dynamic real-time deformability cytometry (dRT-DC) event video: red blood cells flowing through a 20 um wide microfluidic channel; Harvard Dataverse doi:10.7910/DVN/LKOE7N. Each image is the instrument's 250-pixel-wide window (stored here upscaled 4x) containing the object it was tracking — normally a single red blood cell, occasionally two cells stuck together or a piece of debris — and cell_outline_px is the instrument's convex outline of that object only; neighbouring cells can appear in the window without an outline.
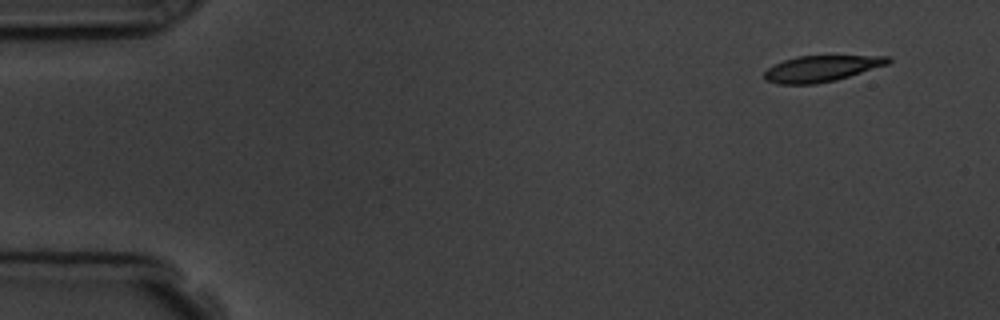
{"species": "common noctule bat (a hibernating species)", "species_latin": "Nyctalus noctula", "temperature_condition": "room temperature", "stored_images_in_passage": 6, "camera_frame_rate_fps": 3000, "um_per_image_px": 0.085, "animal": {"sex": "male", "body_mass_g": 19.5, "forearm_length_mm": 54.6}, "frame": {"image": 1, "passage_image": 1, "time_ms": 0.0, "image_size_px": [1000, 320], "cell_outline_px": [[892, 60], [888, 64], [836, 80], [816, 84], [776, 84], [764, 80], [764, 72], [772, 64], [796, 56], [892, 56]], "centroid_in_image_um": [69.78, 5.83], "position_along_channel_um": 15.2, "area_um2": 18.9}}
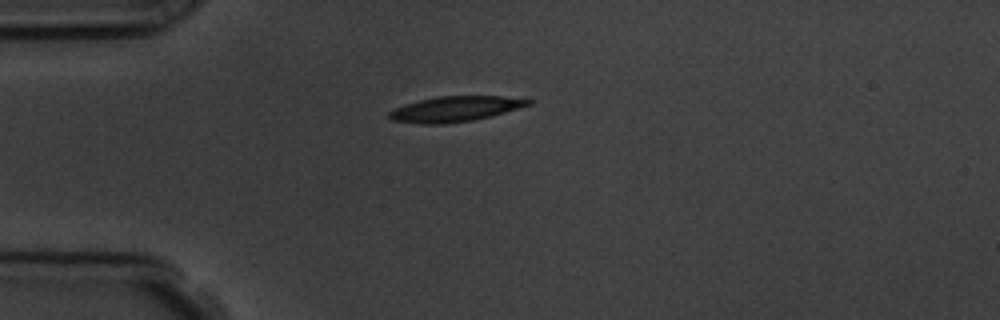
{"frame": {"image": 2, "passage_image": 4, "time_ms": 3.333, "image_size_px": [1000, 320], "cell_outline_px": [[532, 104], [504, 112], [472, 120], [440, 124], [420, 124], [392, 120], [388, 116], [388, 112], [404, 104], [436, 96], [504, 96], [532, 100]], "centroid_in_image_um": [38.65, 9.25], "position_along_channel_um": 46.3, "area_um2": 20.29}}
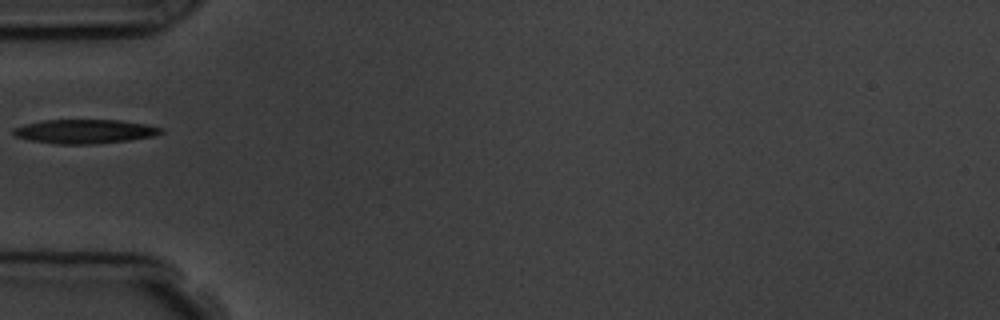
{"frame": {"image": 3, "passage_image": 5, "time_ms": 4.667, "image_size_px": [1000, 320], "cell_outline_px": [[164, 132], [152, 136], [128, 140], [96, 144], [56, 144], [28, 140], [12, 136], [12, 128], [24, 124], [40, 120], [120, 120], [148, 124], [164, 128]], "centroid_in_image_um": [7.16, 11.17], "position_along_channel_um": 77.8, "area_um2": 21.04}}